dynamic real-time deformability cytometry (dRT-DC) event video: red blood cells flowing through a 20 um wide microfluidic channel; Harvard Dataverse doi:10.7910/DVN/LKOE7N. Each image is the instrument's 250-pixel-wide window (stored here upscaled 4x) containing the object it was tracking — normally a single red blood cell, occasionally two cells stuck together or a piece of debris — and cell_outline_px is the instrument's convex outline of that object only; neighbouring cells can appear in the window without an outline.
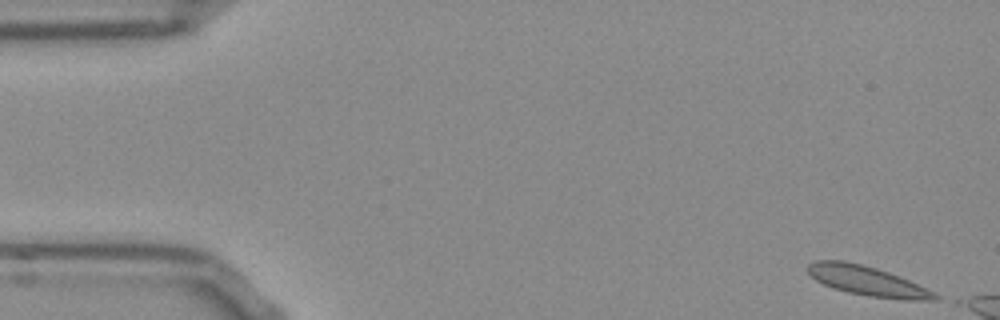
{"species": "Egyptian fruit bat (a non-hibernating species)", "species_latin": "Rousettus aegyptiacus", "temperature_condition": "room temperature", "stored_images_in_passage": 8, "camera_frame_rate_fps": 3000, "um_per_image_px": 0.085, "frame": {"image": 1, "passage_image": 1, "time_ms": 0.0, "image_size_px": [1000, 320], "cell_outline_px": [[940, 300], [904, 300], [868, 296], [848, 292], [832, 288], [816, 280], [808, 272], [808, 264], [816, 260], [844, 260], [876, 268], [888, 272], [908, 280], [940, 296]], "centroid_in_image_um": [73.7, 23.88], "position_along_channel_um": 11.3, "area_um2": 21.68}}